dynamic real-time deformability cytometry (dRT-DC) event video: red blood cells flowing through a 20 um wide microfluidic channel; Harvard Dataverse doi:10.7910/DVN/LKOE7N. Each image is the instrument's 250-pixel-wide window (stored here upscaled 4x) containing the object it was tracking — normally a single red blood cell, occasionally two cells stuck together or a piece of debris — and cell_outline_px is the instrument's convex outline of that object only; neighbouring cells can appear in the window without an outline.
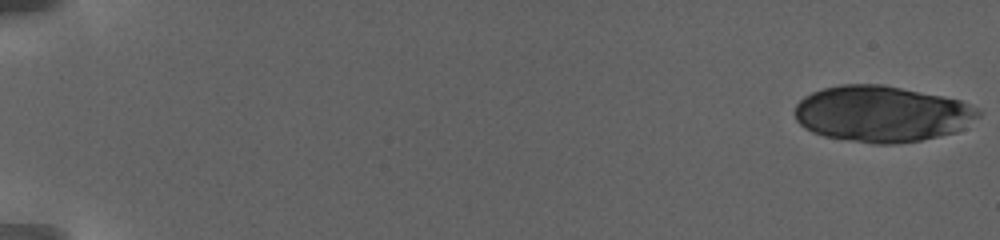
{"species": "human", "species_latin": "Homo sapiens", "temperature_condition": "warm", "stored_images_in_passage": 27, "camera_frame_rate_fps": 3000, "um_per_image_px": 0.085, "donor": {"sex": "female"}, "frame": {"image": 1, "passage_image": 1, "time_ms": 0.0, "image_size_px": [1000, 240], "cell_outline_px": [[980, 116], [964, 128], [956, 132], [920, 140], [892, 144], [876, 144], [824, 136], [812, 132], [804, 128], [796, 120], [796, 104], [804, 96], [812, 92], [824, 88], [840, 84], [884, 84], [960, 100], [976, 108], [980, 112]], "centroid_in_image_um": [74.95, 9.67], "position_along_channel_um": 10.1, "area_um2": 59.88}}
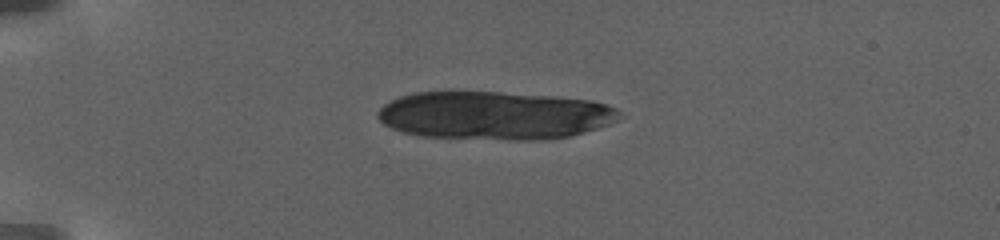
{"frame": {"image": 2, "passage_image": 19, "time_ms": 6.333, "image_size_px": [1000, 240], "cell_outline_px": [[620, 112], [616, 120], [608, 124], [584, 132], [568, 136], [532, 140], [508, 140], [424, 136], [404, 132], [392, 128], [384, 124], [376, 116], [376, 112], [384, 104], [400, 96], [412, 92], [500, 92], [556, 96], [592, 100], [608, 104], [616, 108]], "centroid_in_image_um": [42.01, 9.8], "position_along_channel_um": 43.0, "area_um2": 67.8}}